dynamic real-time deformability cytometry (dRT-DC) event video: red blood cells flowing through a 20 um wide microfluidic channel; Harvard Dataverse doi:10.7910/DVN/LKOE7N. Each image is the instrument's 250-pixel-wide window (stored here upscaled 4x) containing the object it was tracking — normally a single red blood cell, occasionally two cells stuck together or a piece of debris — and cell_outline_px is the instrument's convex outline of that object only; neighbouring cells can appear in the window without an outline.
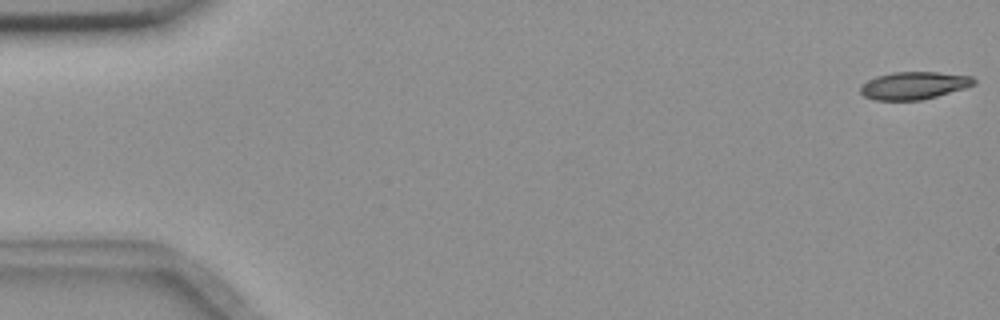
{"species": "common noctule bat (a hibernating species)", "species_latin": "Nyctalus noctula", "temperature_condition": "room temperature", "stored_images_in_passage": 17, "camera_frame_rate_fps": 3000, "um_per_image_px": 0.085, "animal": {"sex": "female", "body_mass_g": 18.4}, "frame": {"image": 1, "passage_image": 1, "time_ms": 0.0, "image_size_px": [1000, 320], "cell_outline_px": [[976, 84], [964, 88], [936, 96], [920, 100], [876, 100], [864, 96], [860, 92], [860, 84], [876, 76], [892, 72], [940, 72], [972, 76], [976, 80]], "centroid_in_image_um": [77.67, 7.26], "position_along_channel_um": 7.3, "area_um2": 18.26}}
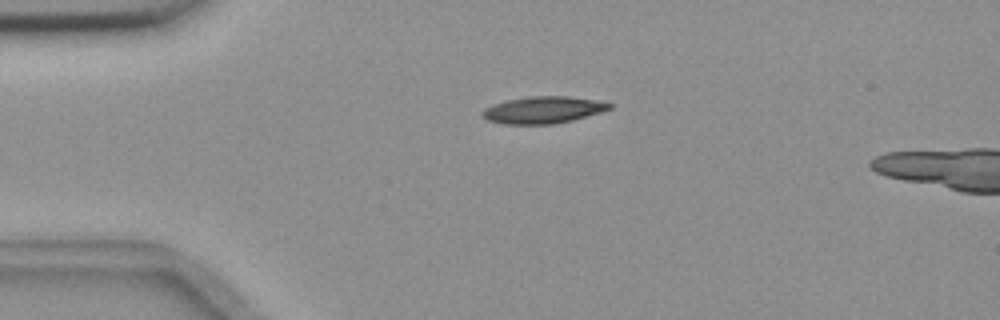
{"frame": {"image": 2, "passage_image": 13, "time_ms": 4.0, "image_size_px": [1000, 320], "cell_outline_px": [[612, 108], [600, 112], [572, 120], [552, 124], [500, 124], [488, 120], [480, 116], [480, 112], [484, 108], [492, 104], [508, 100], [528, 96], [568, 96], [596, 100], [612, 104]], "centroid_in_image_um": [46.1, 9.34], "position_along_channel_um": 38.9, "area_um2": 20.0}}